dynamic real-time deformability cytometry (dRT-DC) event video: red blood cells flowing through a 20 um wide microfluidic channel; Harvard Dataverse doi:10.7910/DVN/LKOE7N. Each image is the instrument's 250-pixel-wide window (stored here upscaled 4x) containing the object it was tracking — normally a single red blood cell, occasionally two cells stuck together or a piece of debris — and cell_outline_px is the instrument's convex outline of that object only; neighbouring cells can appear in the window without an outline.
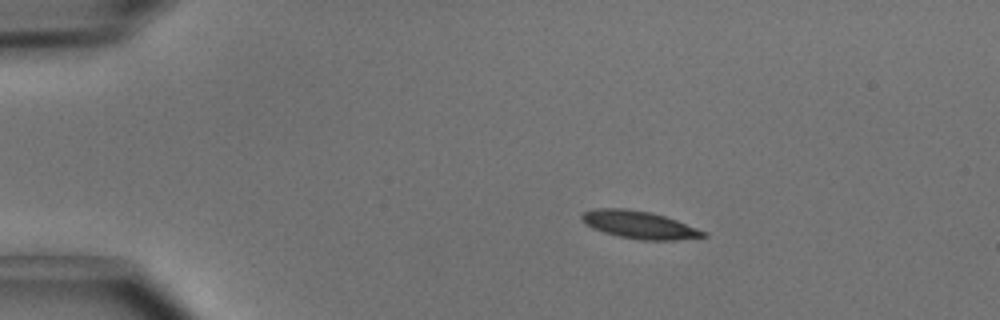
{"species": "common noctule bat (a hibernating species)", "species_latin": "Nyctalus noctula", "temperature_condition": "cold", "stored_images_in_passage": 3, "camera_frame_rate_fps": 3000, "um_per_image_px": 0.085, "animal": {"sex": "male", "body_mass_g": 15.6}, "frame": {"image": 1, "passage_image": 2, "time_ms": 0.333, "image_size_px": [1000, 320], "cell_outline_px": [[708, 236], [676, 240], [640, 240], [620, 236], [604, 232], [592, 228], [580, 216], [584, 212], [596, 208], [624, 208], [652, 212], [676, 220], [708, 232]], "centroid_in_image_um": [54.38, 19.1], "position_along_channel_um": 30.6, "area_um2": 19.42}}